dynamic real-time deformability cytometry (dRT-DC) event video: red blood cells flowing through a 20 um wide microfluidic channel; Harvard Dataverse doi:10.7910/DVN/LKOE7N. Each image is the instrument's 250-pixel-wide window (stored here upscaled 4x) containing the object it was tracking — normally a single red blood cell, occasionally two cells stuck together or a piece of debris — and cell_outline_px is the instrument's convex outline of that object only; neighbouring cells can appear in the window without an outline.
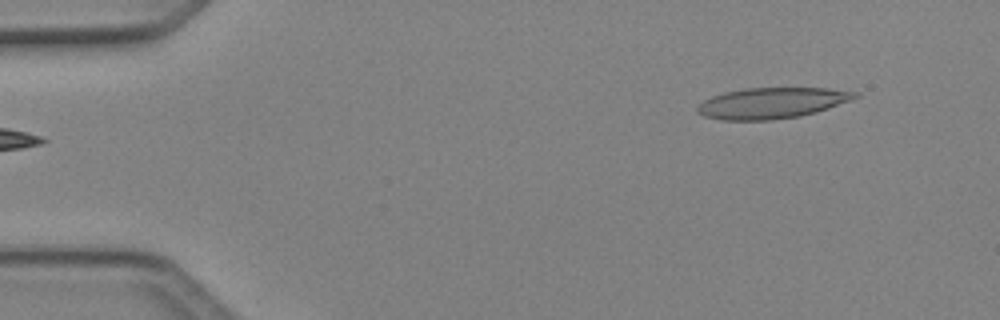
{"species": "Egyptian fruit bat (a non-hibernating species)", "species_latin": "Rousettus aegyptiacus", "temperature_condition": "cold", "stored_images_in_passage": 2, "camera_frame_rate_fps": 3000, "um_per_image_px": 0.085, "animal": {"sex": "female"}, "frame": {"image": 1, "passage_image": 2, "time_ms": 0.333, "image_size_px": [1000, 320], "cell_outline_px": [[860, 96], [852, 100], [816, 112], [800, 116], [772, 120], [720, 120], [704, 116], [696, 112], [696, 108], [704, 100], [712, 96], [724, 92], [744, 88], [828, 88], [860, 92]], "centroid_in_image_um": [65.62, 8.75], "position_along_channel_um": 19.4, "area_um2": 28.55}}